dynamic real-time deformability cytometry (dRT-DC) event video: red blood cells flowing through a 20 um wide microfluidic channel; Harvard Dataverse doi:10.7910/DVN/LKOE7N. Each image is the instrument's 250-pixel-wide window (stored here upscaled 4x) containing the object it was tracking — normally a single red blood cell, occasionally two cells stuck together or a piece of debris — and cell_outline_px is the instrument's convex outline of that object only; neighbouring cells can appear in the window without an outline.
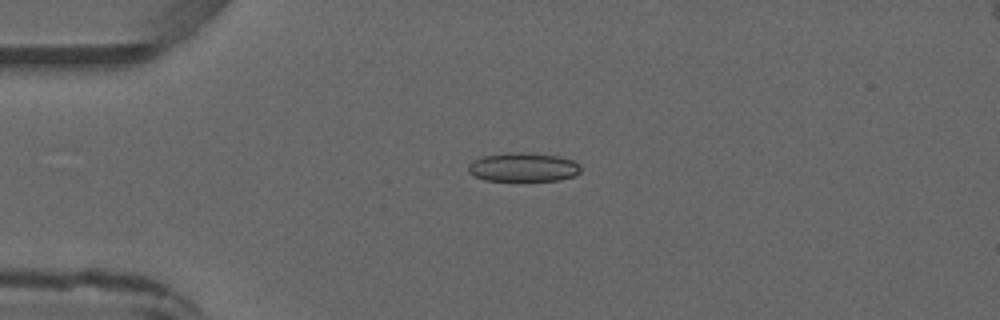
{"species": "common noctule bat (a hibernating species)", "species_latin": "Nyctalus noctula", "temperature_condition": "warm", "stored_images_in_passage": 4, "camera_frame_rate_fps": 3000, "um_per_image_px": 0.085, "animal": {"sex": "male", "forearm_length_mm": 52.5}, "frame": {"image": 1, "passage_image": 3, "time_ms": 2.333, "image_size_px": [1000, 320], "cell_outline_px": [[580, 172], [576, 176], [560, 180], [524, 184], [484, 180], [472, 176], [468, 172], [468, 164], [472, 160], [484, 156], [508, 152], [532, 152], [560, 156], [572, 160], [580, 164]], "centroid_in_image_um": [44.47, 14.26], "position_along_channel_um": 40.5, "area_um2": 20.35}}